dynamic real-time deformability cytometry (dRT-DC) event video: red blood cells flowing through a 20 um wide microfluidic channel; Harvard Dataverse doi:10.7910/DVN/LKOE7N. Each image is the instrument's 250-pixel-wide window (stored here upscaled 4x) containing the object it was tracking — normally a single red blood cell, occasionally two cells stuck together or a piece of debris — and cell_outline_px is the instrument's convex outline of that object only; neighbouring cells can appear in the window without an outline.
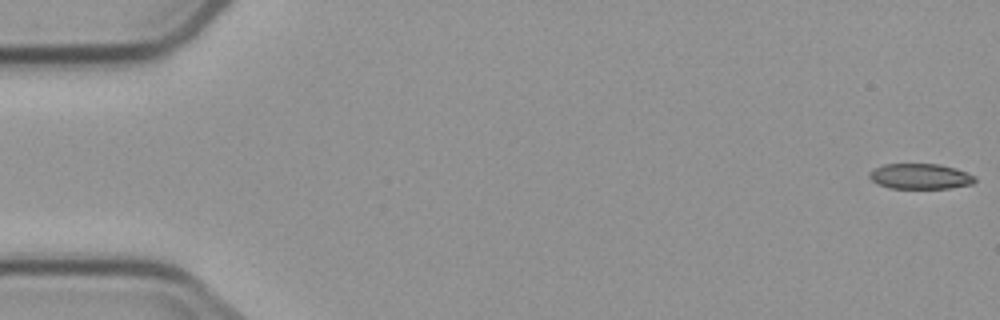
{"species": "common noctule bat (a hibernating species)", "species_latin": "Nyctalus noctula", "temperature_condition": "cold", "stored_images_in_passage": 7, "camera_frame_rate_fps": 3000, "um_per_image_px": 0.085, "animal": {"sex": "male", "body_mass_g": 23.1, "forearm_length_mm": 52.7}, "frame": {"image": 1, "passage_image": 1, "time_ms": 0.0, "image_size_px": [1000, 320], "cell_outline_px": [[976, 180], [972, 184], [948, 188], [888, 188], [876, 184], [868, 176], [868, 172], [884, 164], [940, 164], [956, 168], [976, 176]], "centroid_in_image_um": [78.21, 14.99], "position_along_channel_um": 6.8, "area_um2": 15.72}}
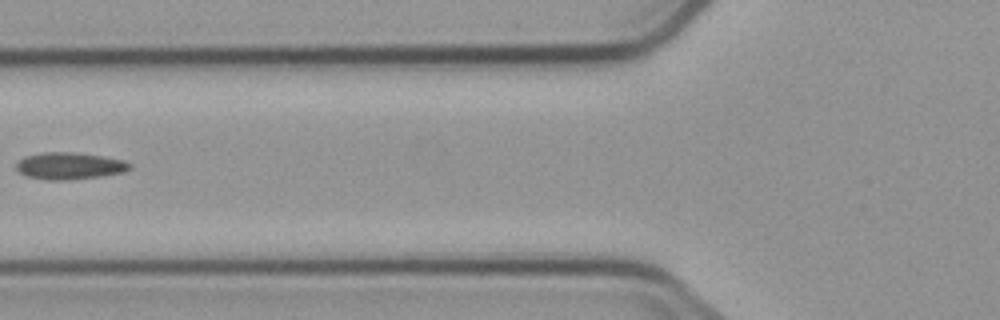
{"frame": {"image": 2, "passage_image": 6, "time_ms": 7.0, "image_size_px": [1000, 320], "cell_outline_px": [[132, 168], [124, 172], [100, 176], [64, 180], [48, 180], [28, 176], [20, 172], [16, 168], [16, 164], [24, 156], [44, 152], [72, 152], [100, 156], [124, 160], [132, 164]], "centroid_in_image_um": [5.92, 14.09], "position_along_channel_um": 119.9, "area_um2": 17.63}}
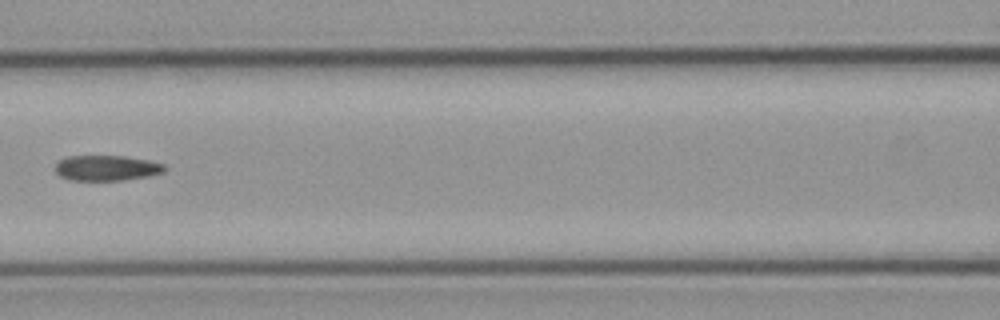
{"frame": {"image": 3, "passage_image": 7, "time_ms": 8.0, "image_size_px": [1000, 320], "cell_outline_px": [[168, 168], [164, 172], [148, 176], [124, 180], [68, 180], [60, 176], [56, 172], [56, 164], [60, 160], [68, 156], [124, 156], [148, 160], [164, 164]], "centroid_in_image_um": [9.09, 14.28], "position_along_channel_um": 157.5, "area_um2": 16.18}}